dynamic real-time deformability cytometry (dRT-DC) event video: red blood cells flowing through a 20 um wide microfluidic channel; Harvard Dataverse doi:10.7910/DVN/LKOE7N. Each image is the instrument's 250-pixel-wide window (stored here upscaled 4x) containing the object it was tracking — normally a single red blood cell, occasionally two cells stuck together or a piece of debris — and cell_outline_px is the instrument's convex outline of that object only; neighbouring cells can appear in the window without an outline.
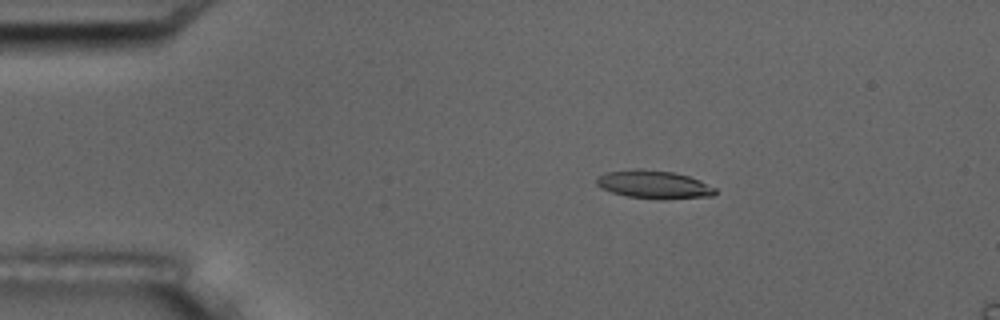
{"species": "common noctule bat (a hibernating species)", "species_latin": "Nyctalus noctula", "temperature_condition": "room temperature", "stored_images_in_passage": 5, "camera_frame_rate_fps": 3000, "um_per_image_px": 0.085, "animal": {"sex": "male", "body_mass_g": 17.5, "forearm_length_mm": 52.3}, "frame": {"image": 1, "passage_image": 3, "time_ms": 2.0, "image_size_px": [1000, 320], "cell_outline_px": [[716, 192], [712, 196], [664, 200], [660, 200], [628, 196], [612, 192], [600, 188], [596, 184], [596, 176], [604, 172], [636, 168], [640, 168], [672, 172], [688, 176], [700, 180], [716, 188]], "centroid_in_image_um": [55.55, 15.68], "position_along_channel_um": 29.4, "area_um2": 19.77}}